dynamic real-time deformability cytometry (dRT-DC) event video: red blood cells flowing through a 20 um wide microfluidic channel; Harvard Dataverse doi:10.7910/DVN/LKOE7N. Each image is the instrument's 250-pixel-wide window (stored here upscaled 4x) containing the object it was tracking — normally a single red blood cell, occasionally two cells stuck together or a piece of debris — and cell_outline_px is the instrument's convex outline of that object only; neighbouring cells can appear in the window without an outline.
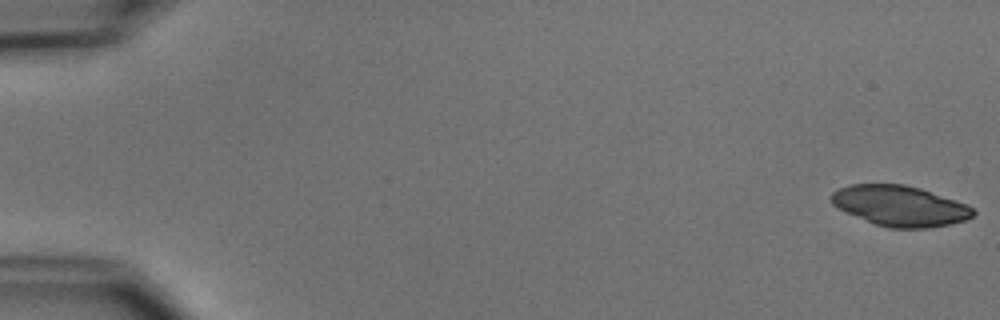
{"species": "common noctule bat (a hibernating species)", "species_latin": "Nyctalus noctula", "temperature_condition": "cold", "stored_images_in_passage": 8, "camera_frame_rate_fps": 3000, "um_per_image_px": 0.085, "animal": {"sex": "male", "body_mass_g": 15.6}, "frame": {"image": 1, "passage_image": 1, "time_ms": 0.0, "image_size_px": [1000, 320], "cell_outline_px": [[976, 212], [972, 216], [964, 220], [948, 224], [928, 228], [888, 228], [876, 224], [848, 212], [832, 204], [832, 192], [848, 184], [904, 184], [920, 188], [968, 204]], "centroid_in_image_um": [76.52, 17.49], "position_along_channel_um": 8.5, "area_um2": 33.06}}